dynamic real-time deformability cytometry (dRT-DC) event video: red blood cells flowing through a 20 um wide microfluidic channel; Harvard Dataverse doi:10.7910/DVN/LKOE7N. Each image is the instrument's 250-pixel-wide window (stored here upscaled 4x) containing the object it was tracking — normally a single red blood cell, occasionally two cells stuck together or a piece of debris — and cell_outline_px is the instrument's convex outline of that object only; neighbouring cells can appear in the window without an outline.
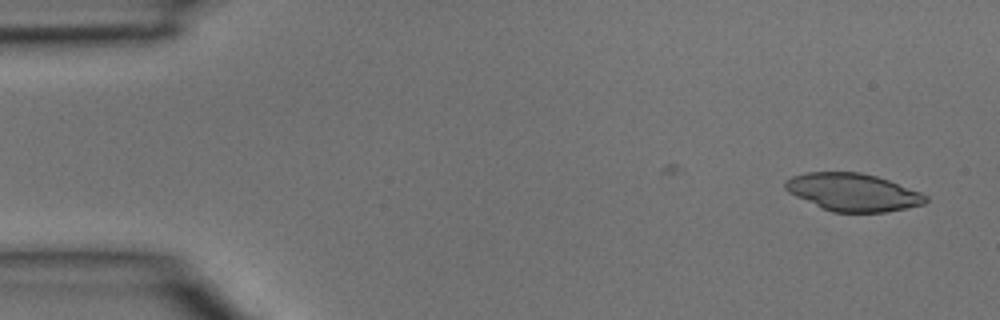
{"species": "common noctule bat (a hibernating species)", "species_latin": "Nyctalus noctula", "temperature_condition": "room temperature", "stored_images_in_passage": 2, "camera_frame_rate_fps": 3000, "um_per_image_px": 0.085, "animal": {"sex": "male", "body_mass_g": 15.6}, "frame": {"image": 1, "passage_image": 2, "time_ms": 0.333, "image_size_px": [1000, 320], "cell_outline_px": [[928, 200], [924, 204], [884, 212], [832, 212], [820, 208], [788, 192], [784, 188], [784, 180], [792, 176], [808, 172], [860, 172], [876, 176], [888, 180], [920, 192], [928, 196]], "centroid_in_image_um": [72.46, 16.34], "position_along_channel_um": 12.5, "area_um2": 30.75}}